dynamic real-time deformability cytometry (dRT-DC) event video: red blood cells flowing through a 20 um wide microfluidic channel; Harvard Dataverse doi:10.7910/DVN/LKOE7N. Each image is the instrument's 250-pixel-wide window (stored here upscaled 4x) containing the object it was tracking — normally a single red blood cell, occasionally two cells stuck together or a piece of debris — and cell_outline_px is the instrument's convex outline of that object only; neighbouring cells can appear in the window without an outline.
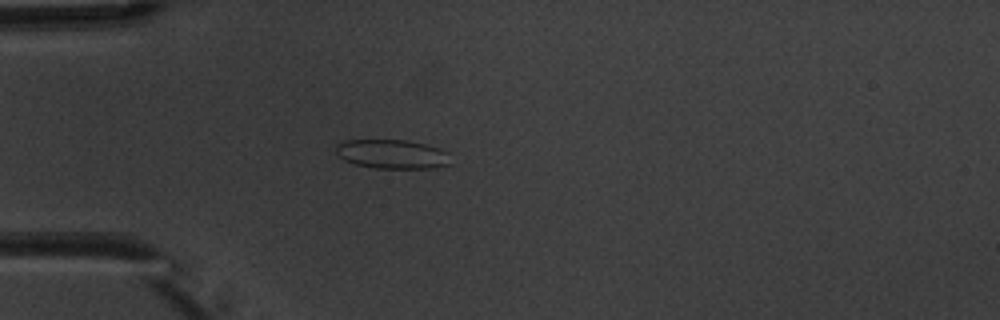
{"species": "common noctule bat (a hibernating species)", "species_latin": "Nyctalus noctula", "temperature_condition": "warm", "stored_images_in_passage": 4, "camera_frame_rate_fps": 3000, "um_per_image_px": 0.085, "animal": {"sex": "male", "body_mass_g": 20.1, "forearm_length_mm": 53.5}, "frame": {"image": 1, "passage_image": 4, "time_ms": 3.667, "image_size_px": [1000, 320], "cell_outline_px": [[452, 164], [436, 168], [376, 168], [356, 164], [344, 160], [336, 152], [336, 144], [344, 140], [408, 140], [424, 144], [448, 152]], "centroid_in_image_um": [33.35, 13.1], "position_along_channel_um": 51.6, "area_um2": 19.48}}